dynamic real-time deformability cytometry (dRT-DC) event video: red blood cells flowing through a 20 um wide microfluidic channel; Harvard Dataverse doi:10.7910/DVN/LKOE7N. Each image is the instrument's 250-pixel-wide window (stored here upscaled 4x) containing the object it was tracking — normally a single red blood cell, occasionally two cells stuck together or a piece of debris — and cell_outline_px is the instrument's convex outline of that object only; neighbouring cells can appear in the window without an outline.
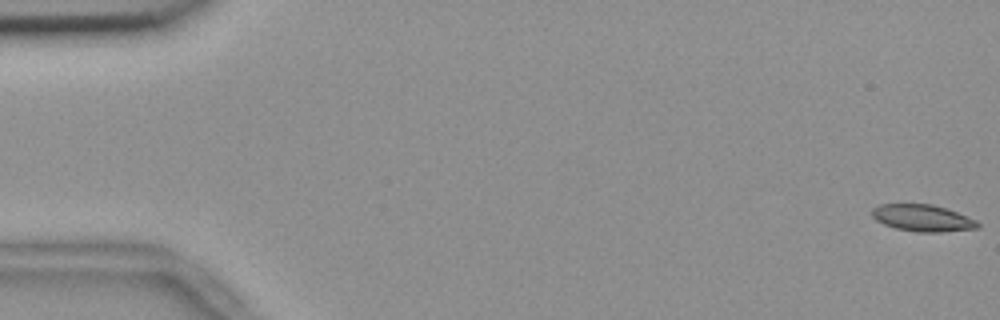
{"species": "common noctule bat (a hibernating species)", "species_latin": "Nyctalus noctula", "temperature_condition": "room temperature", "stored_images_in_passage": 56, "camera_frame_rate_fps": 3000, "um_per_image_px": 0.085, "animal": {"sex": "female", "body_mass_g": 18.4}, "frame": {"image": 1, "passage_image": 1, "time_ms": 0.0, "image_size_px": [1000, 320], "cell_outline_px": [[980, 228], [940, 232], [916, 232], [896, 228], [884, 224], [876, 220], [872, 216], [872, 208], [880, 204], [932, 204], [956, 212], [976, 220], [980, 224]], "centroid_in_image_um": [78.41, 18.53], "position_along_channel_um": 6.6, "area_um2": 16.42}}
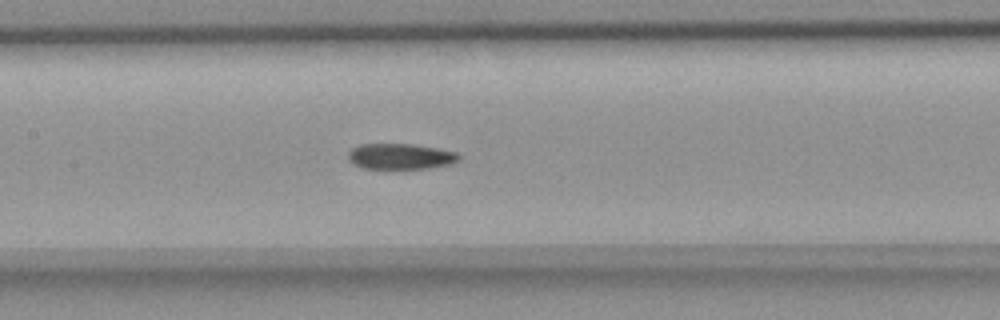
{"frame": {"image": 2, "passage_image": 27, "time_ms": 8.667, "image_size_px": [1000, 320], "cell_outline_px": [[460, 160], [452, 164], [428, 168], [360, 168], [352, 164], [348, 160], [348, 152], [352, 148], [360, 144], [412, 144], [436, 148], [456, 152], [460, 156]], "centroid_in_image_um": [34.02, 13.29], "position_along_channel_um": 173.4, "area_um2": 16.65}}
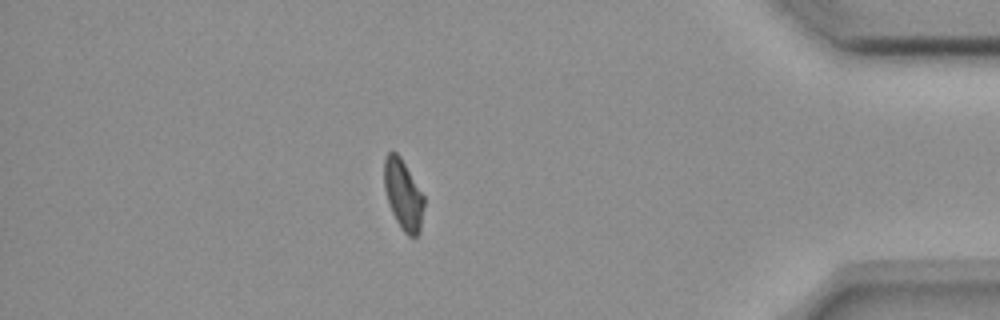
{"frame": {"image": 3, "passage_image": 49, "time_ms": 16.0, "image_size_px": [1000, 320], "cell_outline_px": [[424, 204], [420, 232], [416, 236], [408, 236], [400, 228], [388, 204], [384, 188], [384, 156], [388, 152], [396, 152], [400, 156], [424, 196]], "centroid_in_image_um": [34.26, 16.55], "position_along_channel_um": 400.9, "area_um2": 16.3}, "authors_computed_cell_mechanics": {"area_um2": 17.1377, "velocity_mm_per_s": 3.6493, "shape_relaxation_time_tau1_ms": null, "shape_relaxation_time_tau2_ms": 3.1978, "deformation_change_tau1": null, "deformation_change_tau2": 0.0671}}